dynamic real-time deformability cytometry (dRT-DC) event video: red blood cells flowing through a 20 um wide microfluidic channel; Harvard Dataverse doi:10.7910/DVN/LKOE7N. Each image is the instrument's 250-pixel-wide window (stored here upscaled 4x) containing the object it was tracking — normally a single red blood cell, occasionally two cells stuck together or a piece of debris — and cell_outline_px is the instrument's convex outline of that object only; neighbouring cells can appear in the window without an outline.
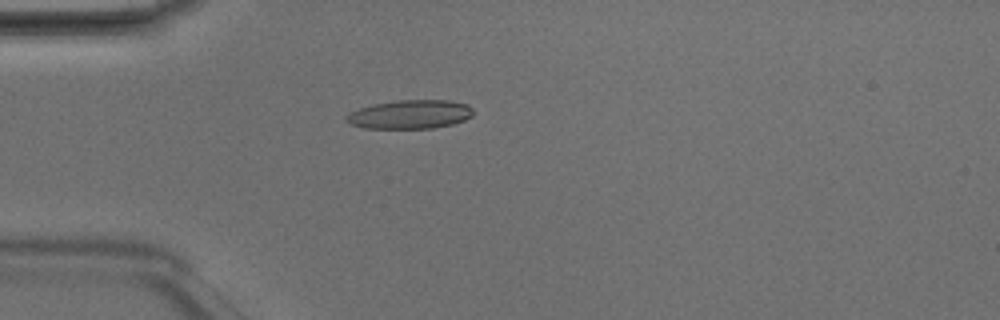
{"species": "Egyptian fruit bat (a non-hibernating species)", "species_latin": "Rousettus aegyptiacus", "temperature_condition": "room temperature", "stored_images_in_passage": 49, "camera_frame_rate_fps": 3000, "um_per_image_px": 0.085, "animal": {"sex": "male"}, "frame": {"image": 1, "passage_image": 14, "time_ms": 4.333, "image_size_px": [1000, 320], "cell_outline_px": [[472, 116], [464, 120], [452, 124], [432, 128], [360, 128], [344, 120], [344, 116], [360, 108], [376, 104], [400, 100], [448, 100], [468, 104], [472, 108]], "centroid_in_image_um": [34.86, 9.72], "position_along_channel_um": 50.1, "area_um2": 21.15}}
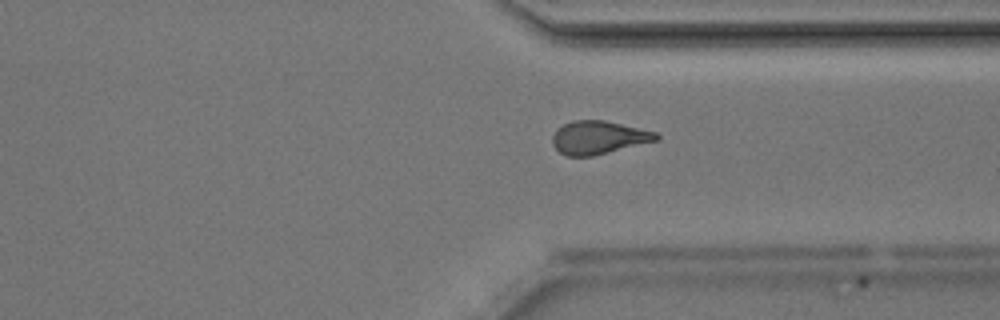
{"frame": {"image": 2, "passage_image": 37, "time_ms": 12.0, "image_size_px": [1000, 320], "cell_outline_px": [[660, 140], [592, 156], [568, 156], [560, 152], [552, 144], [552, 136], [556, 128], [572, 120], [604, 120], [656, 132], [660, 136]], "centroid_in_image_um": [50.87, 11.68], "position_along_channel_um": 360.5, "area_um2": 20.11}}
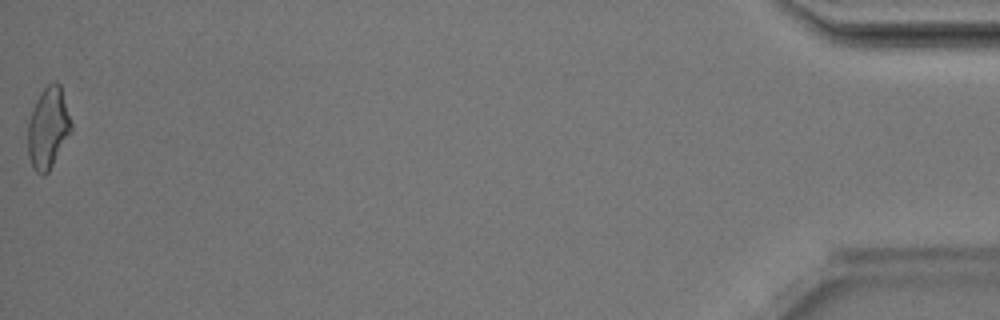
{"frame": {"image": 3, "passage_image": 49, "time_ms": 16.0, "image_size_px": [1000, 320], "cell_outline_px": [[72, 128], [48, 172], [44, 176], [36, 172], [32, 168], [28, 156], [28, 120], [36, 100], [40, 92], [52, 80], [56, 80], [60, 84], [72, 124]], "centroid_in_image_um": [4.07, 10.85], "position_along_channel_um": 431.1, "area_um2": 20.4}, "authors_computed_cell_mechanics": {"area_um2": 20.3456, "velocity_mm_per_s": 4.1972, "shape_relaxation_time_tau1_ms": 4.0401, "shape_relaxation_time_tau2_ms": 1.8552, "deformation_change_tau1": 0.1767, "deformation_change_tau2": 0.1049}}